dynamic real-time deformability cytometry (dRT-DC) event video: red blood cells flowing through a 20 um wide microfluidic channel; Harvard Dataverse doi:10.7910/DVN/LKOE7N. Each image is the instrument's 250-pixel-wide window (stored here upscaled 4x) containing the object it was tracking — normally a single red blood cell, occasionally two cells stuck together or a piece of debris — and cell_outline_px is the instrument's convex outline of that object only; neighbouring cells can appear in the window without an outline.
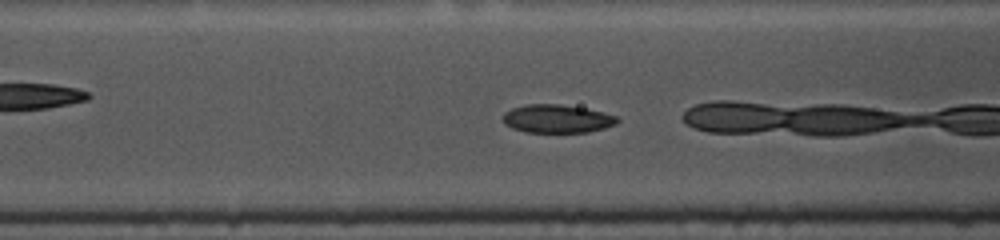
{"species": "common noctule bat (a hibernating species)", "species_latin": "Nyctalus noctula", "temperature_condition": "cold", "stored_images_in_passage": 20, "camera_frame_rate_fps": 3000, "um_per_image_px": 0.085, "animal": {"sex": "female", "body_mass_g": 10.0, "forearm_length_mm": 53.1}, "frame": {"image": 1, "passage_image": 15, "time_ms": 4.667, "image_size_px": [1000, 240], "cell_outline_px": [[620, 120], [616, 124], [604, 128], [588, 132], [524, 132], [512, 128], [504, 124], [504, 112], [512, 108], [524, 104], [560, 104], [584, 108], [616, 116]], "centroid_in_image_um": [47.32, 10.09], "position_along_channel_um": 119.3, "area_um2": 18.79}}